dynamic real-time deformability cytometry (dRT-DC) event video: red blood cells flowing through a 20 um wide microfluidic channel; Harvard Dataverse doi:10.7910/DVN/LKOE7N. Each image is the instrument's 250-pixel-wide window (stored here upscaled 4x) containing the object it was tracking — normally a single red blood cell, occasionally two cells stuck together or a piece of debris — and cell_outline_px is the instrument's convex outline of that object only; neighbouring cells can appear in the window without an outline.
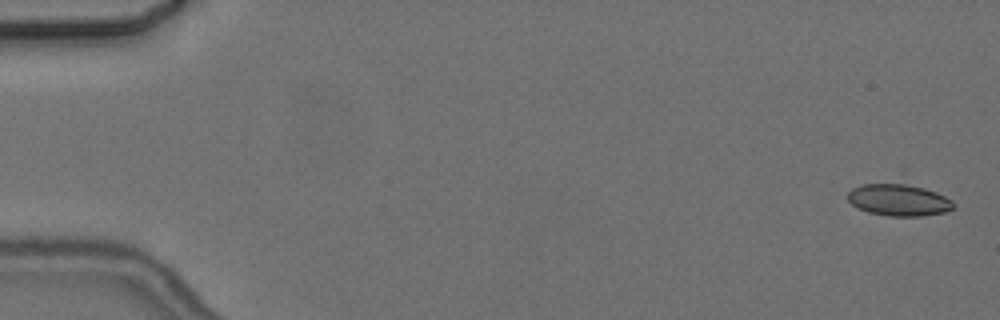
{"species": "common noctule bat (a hibernating species)", "species_latin": "Nyctalus noctula", "temperature_condition": "cold", "stored_images_in_passage": 5, "camera_frame_rate_fps": 3000, "um_per_image_px": 0.085, "animal": {"sex": "female", "body_mass_g": 24.6, "forearm_length_mm": 56.2}, "frame": {"image": 1, "passage_image": 1, "time_ms": 0.0, "image_size_px": [1000, 320], "cell_outline_px": [[956, 208], [944, 212], [920, 216], [888, 216], [868, 212], [852, 204], [848, 200], [848, 192], [852, 188], [864, 184], [896, 180], [924, 188], [936, 192], [952, 200], [956, 204]], "centroid_in_image_um": [76.4, 16.96], "position_along_channel_um": 8.6, "area_um2": 20.17}}
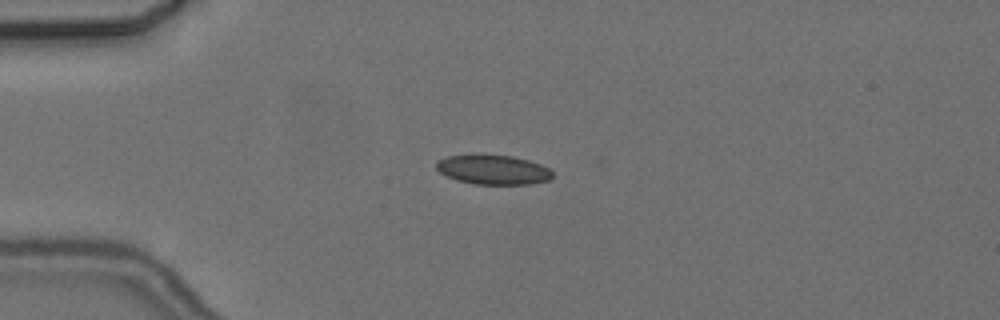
{"frame": {"image": 2, "passage_image": 4, "time_ms": 4.333, "image_size_px": [1000, 320], "cell_outline_px": [[552, 176], [548, 180], [532, 184], [476, 184], [456, 180], [440, 172], [436, 168], [436, 164], [440, 160], [448, 156], [472, 152], [480, 152], [512, 156], [528, 160], [540, 164], [548, 168], [552, 172]], "centroid_in_image_um": [41.88, 14.38], "position_along_channel_um": 43.1, "area_um2": 20.46}}